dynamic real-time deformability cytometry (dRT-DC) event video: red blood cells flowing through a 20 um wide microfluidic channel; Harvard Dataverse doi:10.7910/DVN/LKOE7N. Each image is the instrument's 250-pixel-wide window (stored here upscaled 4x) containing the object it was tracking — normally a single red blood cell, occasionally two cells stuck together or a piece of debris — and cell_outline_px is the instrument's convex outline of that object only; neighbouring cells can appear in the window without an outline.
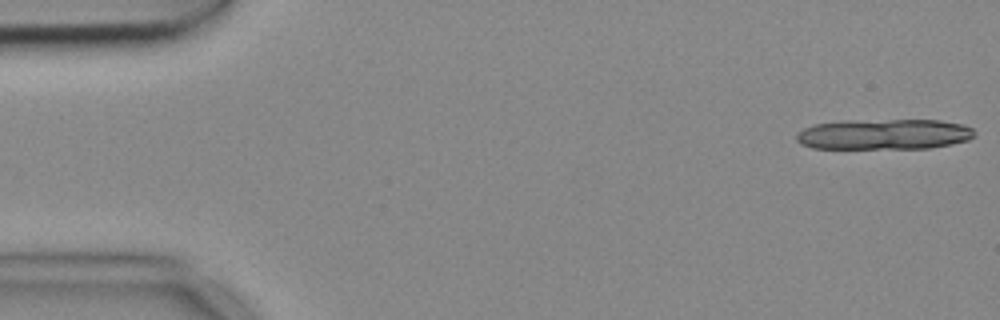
{"species": "common noctule bat (a hibernating species)", "species_latin": "Nyctalus noctula", "temperature_condition": "cold", "stored_images_in_passage": 6, "camera_frame_rate_fps": 3000, "um_per_image_px": 0.085, "animal": {"sex": "female", "body_mass_g": 18.4}, "frame": {"image": 1, "passage_image": 1, "time_ms": 0.0, "image_size_px": [1000, 320], "cell_outline_px": [[976, 136], [968, 140], [928, 148], [812, 148], [800, 144], [796, 140], [796, 132], [804, 128], [816, 124], [844, 120], [940, 120], [964, 124], [972, 128]], "centroid_in_image_um": [75.13, 11.4], "position_along_channel_um": 9.9, "area_um2": 31.79}}